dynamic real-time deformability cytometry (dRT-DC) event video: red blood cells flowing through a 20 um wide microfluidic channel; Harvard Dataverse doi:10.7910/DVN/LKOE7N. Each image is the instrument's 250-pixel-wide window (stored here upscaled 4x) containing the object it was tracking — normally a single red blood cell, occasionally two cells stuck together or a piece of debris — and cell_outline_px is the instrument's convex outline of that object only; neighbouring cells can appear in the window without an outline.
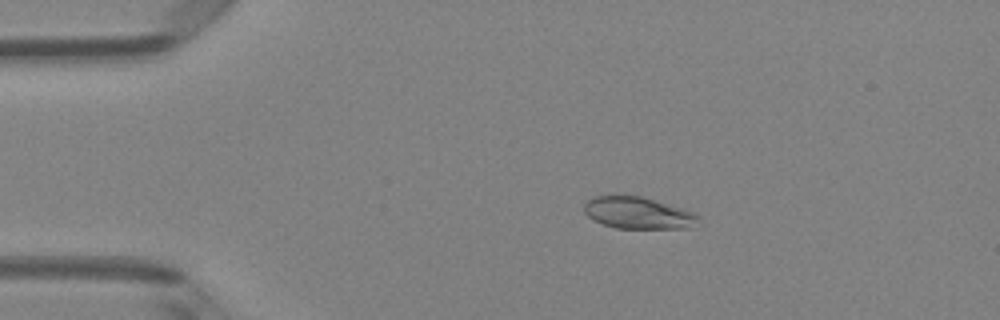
{"species": "Egyptian fruit bat (a non-hibernating species)", "species_latin": "Rousettus aegyptiacus", "temperature_condition": "room temperature", "stored_images_in_passage": 5, "camera_frame_rate_fps": 3000, "um_per_image_px": 0.085, "animal": {"sex": "female"}, "frame": {"image": 1, "passage_image": 3, "time_ms": 0.667, "image_size_px": [1000, 320], "cell_outline_px": [[700, 216], [692, 228], [616, 228], [592, 220], [584, 212], [584, 204], [588, 200], [596, 196], [644, 196], [692, 212]], "centroid_in_image_um": [54.22, 18.1], "position_along_channel_um": 30.8, "area_um2": 20.98}}
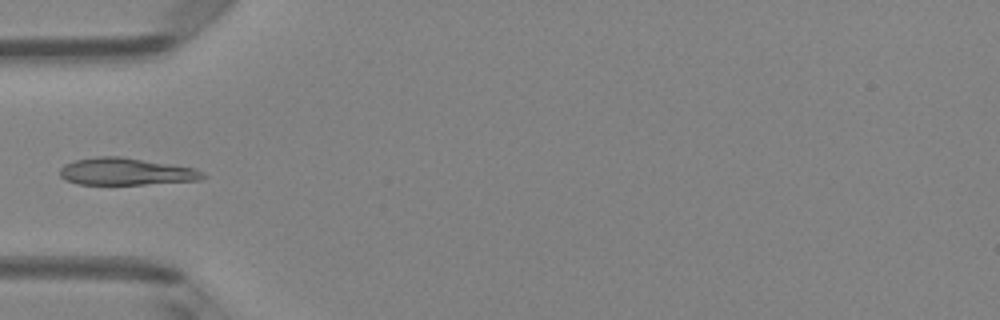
{"frame": {"image": 2, "passage_image": 5, "time_ms": 1.333, "image_size_px": [1000, 320], "cell_outline_px": [[208, 176], [200, 180], [144, 184], [80, 184], [64, 180], [60, 176], [60, 168], [64, 164], [76, 160], [96, 156], [120, 156], [196, 168], [204, 172]], "centroid_in_image_um": [10.72, 14.58], "position_along_channel_um": 74.3, "area_um2": 22.66}}